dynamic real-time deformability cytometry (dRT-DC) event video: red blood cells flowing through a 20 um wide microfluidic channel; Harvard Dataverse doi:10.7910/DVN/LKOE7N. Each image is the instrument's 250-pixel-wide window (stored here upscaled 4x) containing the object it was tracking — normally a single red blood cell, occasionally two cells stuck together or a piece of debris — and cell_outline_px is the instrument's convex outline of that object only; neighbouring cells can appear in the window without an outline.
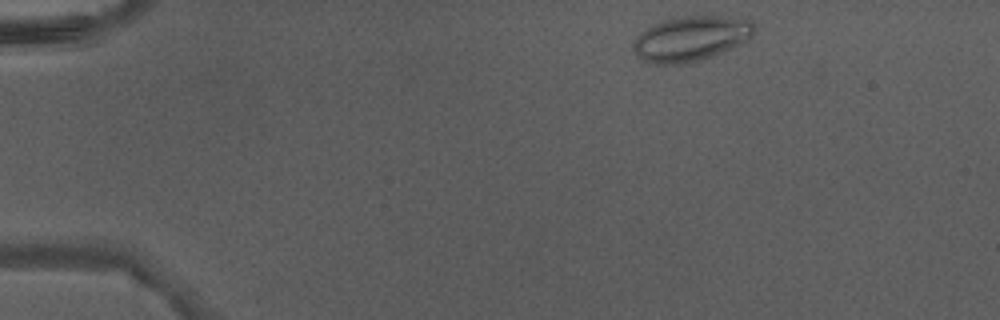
{"species": "Egyptian fruit bat (a non-hibernating species)", "species_latin": "Rousettus aegyptiacus", "temperature_condition": "warm", "stored_images_in_passage": 40, "camera_frame_rate_fps": 3000, "um_per_image_px": 0.085, "animal": {"sex": "male"}, "frame": {"image": 1, "passage_image": 1, "time_ms": 0.0, "image_size_px": [1000, 320], "cell_outline_px": [[756, 32], [748, 40], [740, 44], [712, 56], [700, 60], [684, 64], [644, 64], [636, 56], [632, 48], [632, 44], [636, 36], [640, 32], [652, 24], [660, 20], [672, 16], [720, 16], [752, 20], [756, 28]], "centroid_in_image_um": [58.67, 3.28], "position_along_channel_um": 26.3, "area_um2": 32.48}}
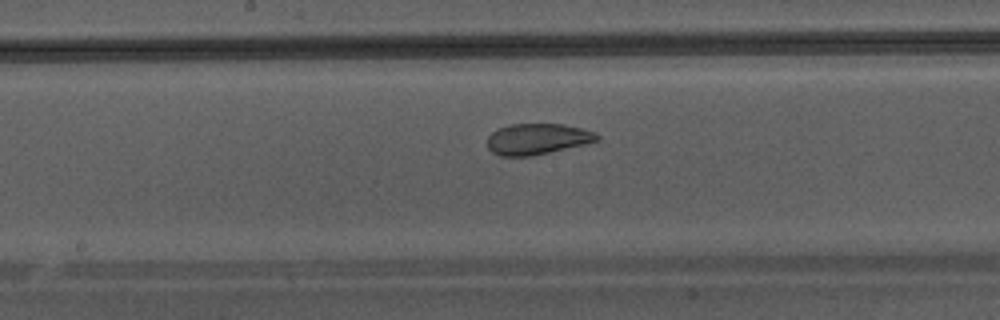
{"frame": {"image": 2, "passage_image": 19, "time_ms": 6.0, "image_size_px": [1000, 320], "cell_outline_px": [[600, 140], [584, 144], [532, 156], [500, 156], [492, 152], [488, 148], [488, 136], [496, 128], [508, 124], [564, 124], [596, 132], [600, 136]], "centroid_in_image_um": [45.66, 11.81], "position_along_channel_um": 202.5, "area_um2": 19.88}}
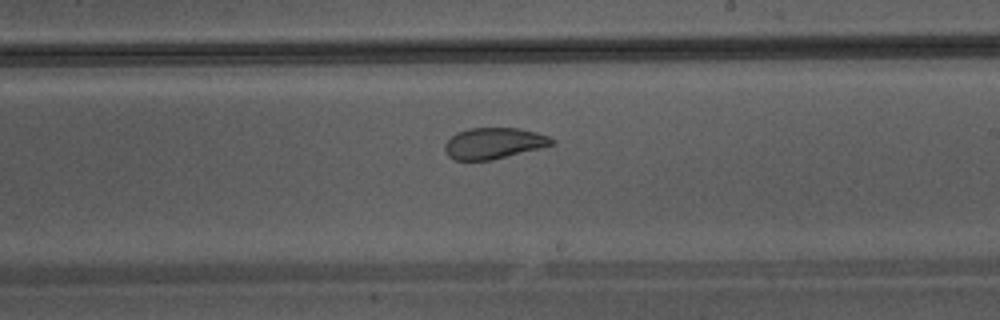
{"frame": {"image": 3, "passage_image": 22, "time_ms": 7.0, "image_size_px": [1000, 320], "cell_outline_px": [[556, 140], [552, 144], [540, 148], [492, 160], [456, 160], [448, 156], [444, 152], [444, 144], [456, 132], [468, 128], [516, 128], [536, 132], [548, 136]], "centroid_in_image_um": [41.94, 12.18], "position_along_channel_um": 247.1, "area_um2": 19.36}}